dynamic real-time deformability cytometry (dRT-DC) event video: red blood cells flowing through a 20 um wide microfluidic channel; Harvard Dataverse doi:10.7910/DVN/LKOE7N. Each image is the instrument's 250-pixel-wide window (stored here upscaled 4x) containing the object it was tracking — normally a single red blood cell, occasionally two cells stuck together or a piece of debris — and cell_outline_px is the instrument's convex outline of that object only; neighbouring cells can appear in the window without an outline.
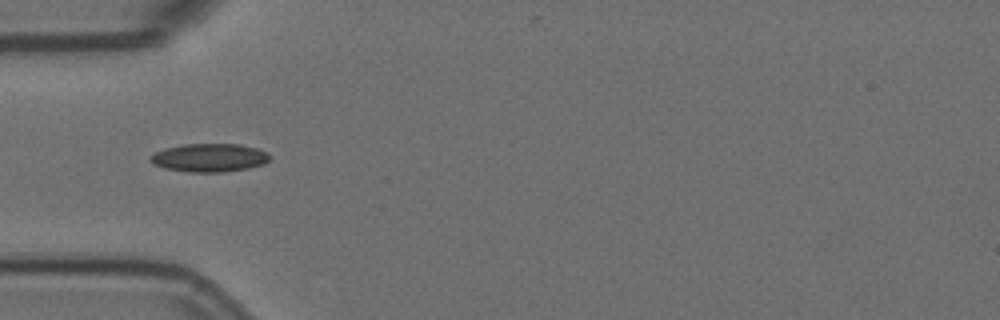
{"species": "Egyptian fruit bat (a non-hibernating species)", "species_latin": "Rousettus aegyptiacus", "temperature_condition": "room temperature", "stored_images_in_passage": 6, "camera_frame_rate_fps": 3000, "um_per_image_px": 0.085, "animal": {"sex": "female"}, "frame": {"image": 1, "passage_image": 3, "time_ms": 0.667, "image_size_px": [1000, 320], "cell_outline_px": [[272, 156], [264, 164], [248, 168], [220, 172], [188, 172], [164, 168], [152, 164], [148, 160], [148, 156], [164, 148], [184, 144], [240, 144], [256, 148], [268, 152]], "centroid_in_image_um": [17.77, 13.4], "position_along_channel_um": 67.2, "area_um2": 19.88}}
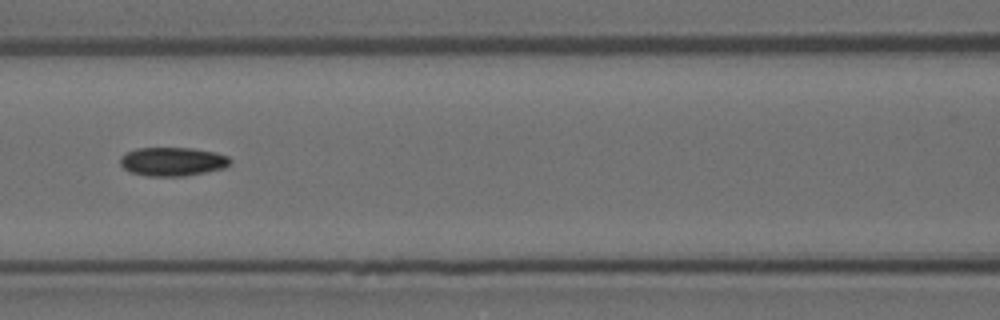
{"frame": {"image": 2, "passage_image": 5, "time_ms": 1.333, "image_size_px": [1000, 320], "cell_outline_px": [[232, 164], [224, 168], [184, 176], [148, 176], [128, 172], [120, 164], [120, 156], [136, 148], [192, 148], [216, 152], [228, 156], [232, 160]], "centroid_in_image_um": [14.68, 13.73], "position_along_channel_um": 151.9, "area_um2": 18.55}}
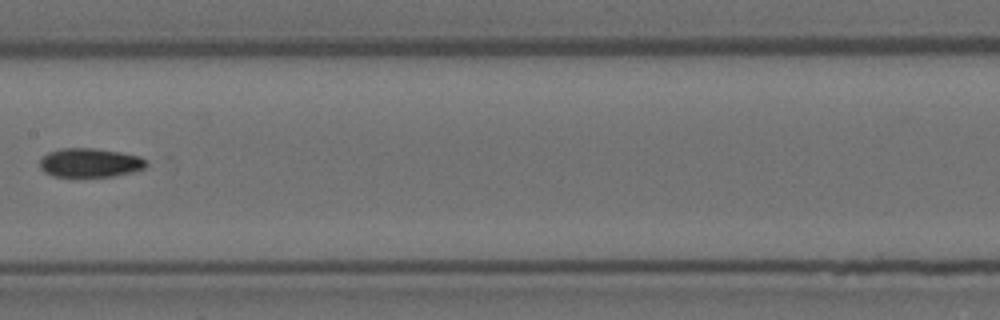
{"frame": {"image": 3, "passage_image": 6, "time_ms": 1.667, "image_size_px": [1000, 320], "cell_outline_px": [[148, 164], [144, 168], [132, 172], [116, 176], [52, 176], [44, 172], [40, 168], [40, 160], [48, 152], [60, 148], [96, 148], [120, 152], [140, 156], [148, 160]], "centroid_in_image_um": [7.67, 13.82], "position_along_channel_um": 199.7, "area_um2": 18.09}}